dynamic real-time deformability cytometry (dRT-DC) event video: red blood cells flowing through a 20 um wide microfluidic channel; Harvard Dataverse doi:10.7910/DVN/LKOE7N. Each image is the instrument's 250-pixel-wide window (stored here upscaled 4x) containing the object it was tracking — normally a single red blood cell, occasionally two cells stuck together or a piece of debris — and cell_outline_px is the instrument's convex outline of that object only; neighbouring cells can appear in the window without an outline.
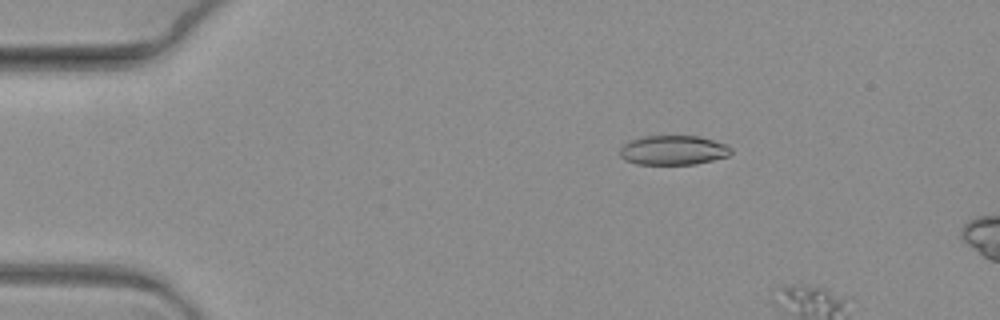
{"species": "common noctule bat (a hibernating species)", "species_latin": "Nyctalus noctula", "temperature_condition": "warm", "stored_images_in_passage": 4, "camera_frame_rate_fps": 3000, "um_per_image_px": 0.085, "animal": {"sex": "female", "body_mass_g": 19.3, "forearm_length_mm": 54.1}, "frame": {"image": 1, "passage_image": 3, "time_ms": 0.667, "image_size_px": [1000, 320], "cell_outline_px": [[732, 152], [728, 156], [696, 164], [636, 164], [624, 160], [620, 156], [620, 148], [628, 140], [644, 136], [696, 136], [712, 140], [724, 144], [732, 148]], "centroid_in_image_um": [57.19, 12.77], "position_along_channel_um": 27.8, "area_um2": 19.07}}